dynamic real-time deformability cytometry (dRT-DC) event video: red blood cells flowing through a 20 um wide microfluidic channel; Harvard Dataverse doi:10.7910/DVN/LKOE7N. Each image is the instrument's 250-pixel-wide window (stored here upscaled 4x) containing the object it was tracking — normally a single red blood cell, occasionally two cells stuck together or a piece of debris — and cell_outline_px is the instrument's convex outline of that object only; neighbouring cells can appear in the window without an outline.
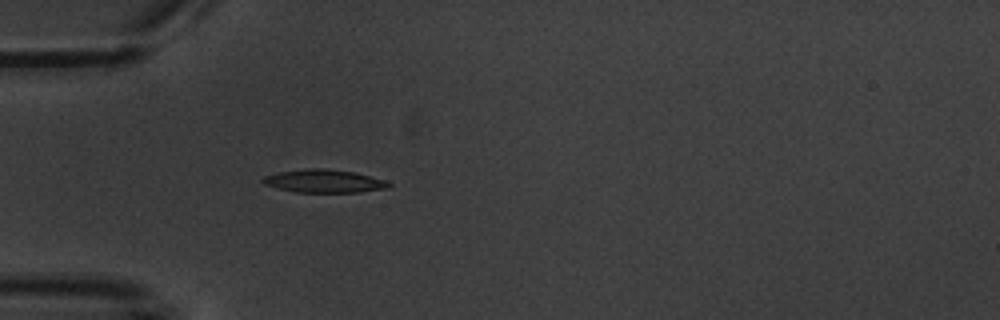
{"species": "common noctule bat (a hibernating species)", "species_latin": "Nyctalus noctula", "temperature_condition": "warm", "stored_images_in_passage": 5, "camera_frame_rate_fps": 3000, "um_per_image_px": 0.085, "animal": {"sex": "male", "body_mass_g": 20.1, "forearm_length_mm": 53.5}, "frame": {"image": 1, "passage_image": 5, "time_ms": 5.0, "image_size_px": [1000, 320], "cell_outline_px": [[392, 184], [388, 188], [360, 192], [296, 192], [276, 188], [264, 184], [260, 180], [264, 176], [280, 172], [308, 168], [324, 168], [356, 172], [384, 180]], "centroid_in_image_um": [27.54, 15.39], "position_along_channel_um": 57.5, "area_um2": 16.94}}